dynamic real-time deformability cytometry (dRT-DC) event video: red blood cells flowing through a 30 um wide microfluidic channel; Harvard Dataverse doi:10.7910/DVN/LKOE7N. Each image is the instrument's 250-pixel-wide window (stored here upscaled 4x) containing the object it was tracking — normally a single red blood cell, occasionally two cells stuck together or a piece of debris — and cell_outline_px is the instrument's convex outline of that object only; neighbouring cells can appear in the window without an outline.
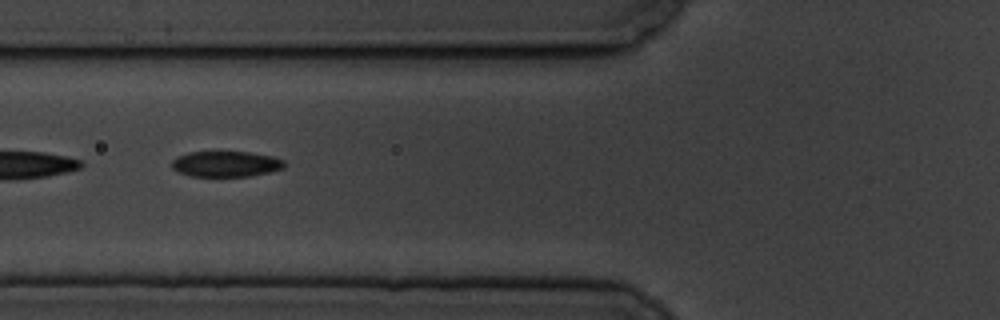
{"species": "common noctule bat (a hibernating species)", "species_latin": "Nyctalus noctula", "temperature_condition": "cold", "stored_images_in_passage": 24, "segment_of_instrument_passage": [2, 2], "camera_frame_rate_fps": 3000, "um_per_image_px": 0.085, "animal": {"sex": "male", "body_mass_g": 19.5, "forearm_length_mm": 54.6}, "frame": {"image": 1, "passage_image": 22, "time_ms": 7.0, "image_size_px": [1000, 320], "cell_outline_px": [[284, 168], [268, 172], [248, 176], [192, 176], [180, 172], [172, 168], [172, 160], [188, 152], [248, 152], [272, 156], [284, 160]], "centroid_in_image_um": [19.21, 13.93], "position_along_channel_um": 106.6, "area_um2": 16.59}}